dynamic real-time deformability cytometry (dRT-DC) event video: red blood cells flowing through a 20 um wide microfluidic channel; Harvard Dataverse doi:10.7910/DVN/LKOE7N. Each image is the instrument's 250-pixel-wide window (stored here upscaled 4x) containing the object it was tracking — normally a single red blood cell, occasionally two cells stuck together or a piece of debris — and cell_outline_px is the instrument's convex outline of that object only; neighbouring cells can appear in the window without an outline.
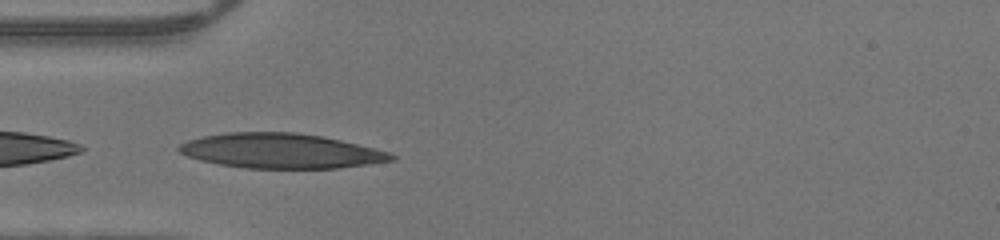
{"species": "human", "species_latin": "Homo sapiens", "temperature_condition": "warm", "stored_images_in_passage": 34, "camera_frame_rate_fps": 3000, "um_per_image_px": 0.085, "donor": {"sex": "male"}, "frame": {"image": 1, "passage_image": 1, "time_ms": 0.0, "image_size_px": [1000, 240], "cell_outline_px": [[396, 160], [368, 164], [336, 168], [244, 168], [220, 164], [200, 160], [188, 156], [180, 152], [176, 148], [180, 144], [188, 140], [204, 136], [228, 132], [296, 132], [324, 136], [388, 152], [396, 156]], "centroid_in_image_um": [23.86, 12.82], "position_along_channel_um": 61.1, "area_um2": 42.89}}
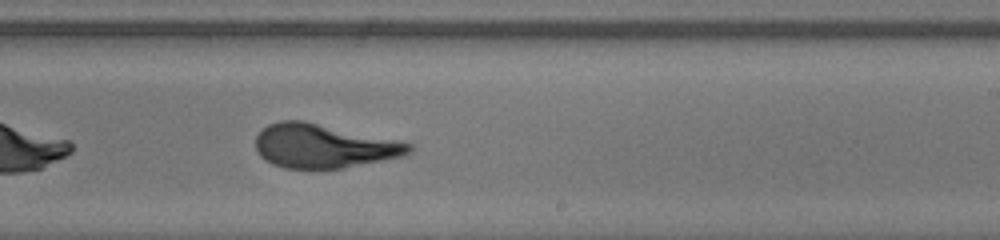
{"frame": {"image": 2, "passage_image": 15, "time_ms": 4.667, "image_size_px": [1000, 240], "cell_outline_px": [[412, 152], [404, 156], [344, 168], [284, 168], [272, 164], [264, 160], [256, 152], [256, 136], [268, 124], [280, 120], [304, 120], [396, 140], [412, 144]], "centroid_in_image_um": [27.48, 12.41], "position_along_channel_um": 261.5, "area_um2": 39.25}}
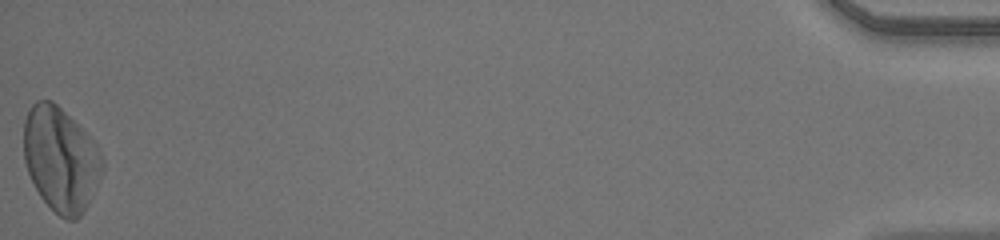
{"frame": {"image": 3, "passage_image": 34, "time_ms": 11.0, "image_size_px": [1000, 240], "cell_outline_px": [[104, 172], [84, 212], [76, 220], [68, 220], [60, 216], [40, 196], [28, 172], [24, 160], [24, 120], [32, 104], [36, 100], [52, 100], [96, 144], [104, 160]], "centroid_in_image_um": [5.17, 13.56], "position_along_channel_um": 430.0, "area_um2": 47.51}}